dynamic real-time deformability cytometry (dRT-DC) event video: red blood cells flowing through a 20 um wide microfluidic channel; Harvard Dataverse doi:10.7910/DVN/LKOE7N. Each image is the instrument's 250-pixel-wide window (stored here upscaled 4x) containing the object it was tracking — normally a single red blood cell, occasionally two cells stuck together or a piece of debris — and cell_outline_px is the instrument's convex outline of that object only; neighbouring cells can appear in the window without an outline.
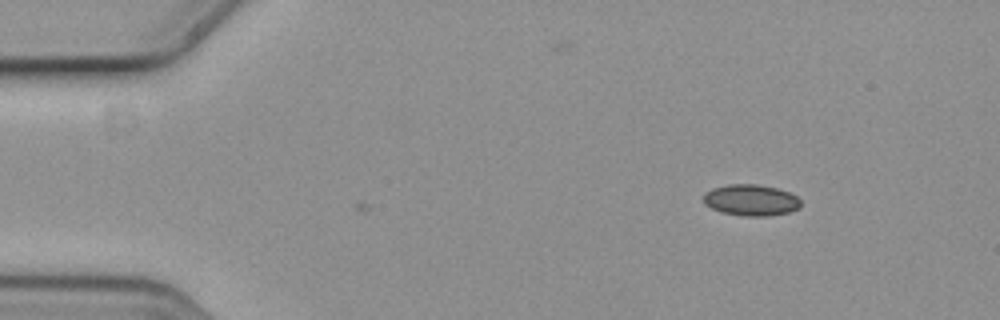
{"species": "common noctule bat (a hibernating species)", "species_latin": "Nyctalus noctula", "temperature_condition": "cold", "stored_images_in_passage": 2, "camera_frame_rate_fps": 3000, "um_per_image_px": 0.085, "animal": {"sex": "female", "body_mass_g": 19.3, "forearm_length_mm": 54.1}, "frame": {"image": 1, "passage_image": 2, "time_ms": 0.333, "image_size_px": [1000, 320], "cell_outline_px": [[800, 208], [788, 212], [768, 216], [744, 216], [720, 212], [704, 204], [704, 192], [712, 188], [732, 184], [752, 184], [776, 188], [788, 192], [796, 196], [800, 200]], "centroid_in_image_um": [63.81, 17.02], "position_along_channel_um": 21.2, "area_um2": 17.63}}